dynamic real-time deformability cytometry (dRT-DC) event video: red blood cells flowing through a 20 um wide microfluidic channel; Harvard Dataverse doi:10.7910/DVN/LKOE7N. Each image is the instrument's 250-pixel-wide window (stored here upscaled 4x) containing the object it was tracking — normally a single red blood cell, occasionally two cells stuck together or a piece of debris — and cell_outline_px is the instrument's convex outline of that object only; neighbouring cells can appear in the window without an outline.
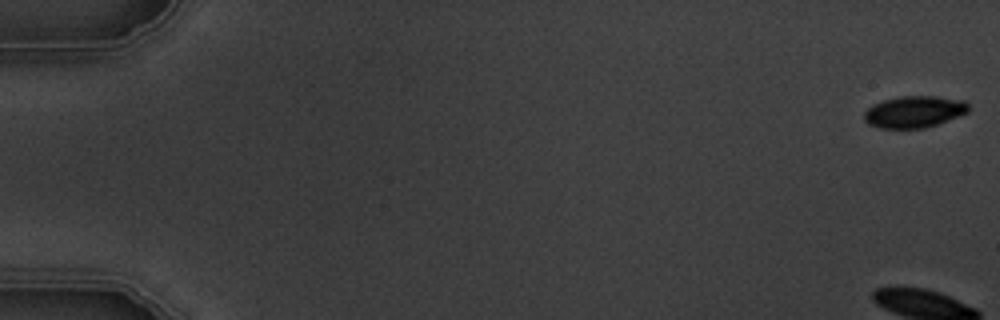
{"species": "common noctule bat (a hibernating species)", "species_latin": "Nyctalus noctula", "temperature_condition": "warm", "stored_images_in_passage": 6, "camera_frame_rate_fps": 3000, "um_per_image_px": 0.085, "animal": {"sex": "male", "body_mass_g": 19.5, "forearm_length_mm": 54.6}, "frame": {"image": 1, "passage_image": 1, "time_ms": 0.0, "image_size_px": [1000, 320], "cell_outline_px": [[968, 112], [936, 124], [924, 128], [880, 128], [868, 124], [864, 120], [864, 112], [872, 104], [884, 100], [900, 96], [936, 96], [964, 100], [968, 104]], "centroid_in_image_um": [77.68, 9.49], "position_along_channel_um": 7.3, "area_um2": 19.19}}
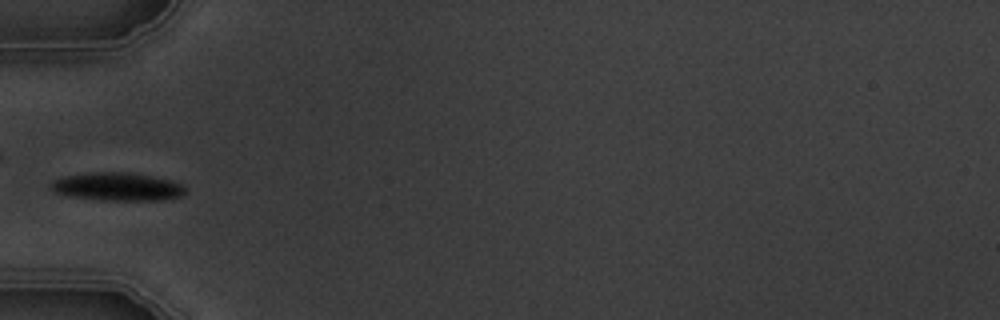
{"frame": {"image": 2, "passage_image": 6, "time_ms": 6.667, "image_size_px": [1000, 320], "cell_outline_px": [[184, 196], [164, 200], [100, 200], [68, 196], [56, 192], [52, 188], [52, 184], [56, 180], [64, 176], [92, 172], [128, 172], [172, 180], [180, 184], [184, 188]], "centroid_in_image_um": [10.02, 15.87], "position_along_channel_um": 75.0, "area_um2": 21.85}}